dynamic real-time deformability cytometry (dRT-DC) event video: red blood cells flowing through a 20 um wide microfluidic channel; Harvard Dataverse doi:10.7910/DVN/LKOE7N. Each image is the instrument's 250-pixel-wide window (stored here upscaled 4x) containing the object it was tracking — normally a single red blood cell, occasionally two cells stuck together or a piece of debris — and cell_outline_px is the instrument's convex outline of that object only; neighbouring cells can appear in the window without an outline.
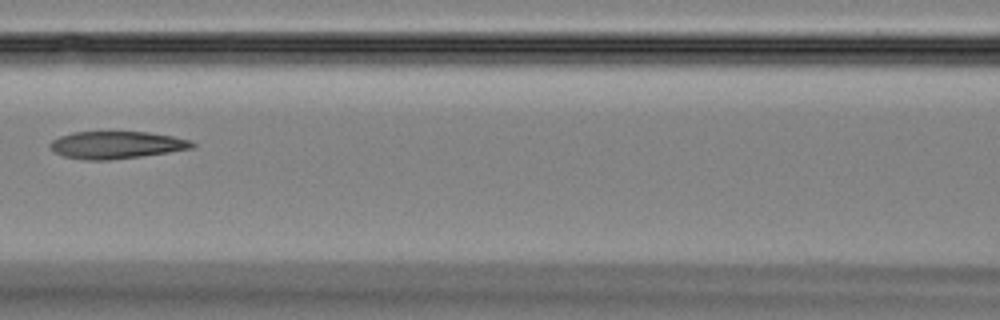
{"species": "Egyptian fruit bat (a non-hibernating species)", "species_latin": "Rousettus aegyptiacus", "temperature_condition": "room temperature", "stored_images_in_passage": 7, "camera_frame_rate_fps": 3000, "um_per_image_px": 0.085, "animal": {"sex": "female"}, "frame": {"image": 1, "passage_image": 6, "time_ms": 7.0, "image_size_px": [1000, 320], "cell_outline_px": [[196, 144], [192, 148], [168, 152], [140, 156], [108, 160], [84, 160], [64, 156], [48, 148], [48, 144], [52, 140], [60, 136], [72, 132], [148, 132], [172, 136], [192, 140]], "centroid_in_image_um": [9.87, 12.32], "position_along_channel_um": 156.7, "area_um2": 22.6}}
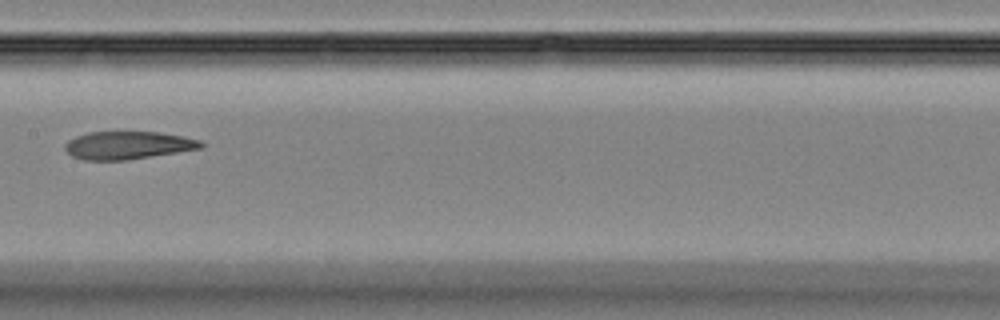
{"frame": {"image": 2, "passage_image": 7, "time_ms": 8.0, "image_size_px": [1000, 320], "cell_outline_px": [[204, 148], [128, 160], [84, 160], [72, 156], [64, 148], [64, 144], [68, 140], [76, 136], [88, 132], [160, 132], [184, 136], [200, 140], [204, 144]], "centroid_in_image_um": [10.89, 12.35], "position_along_channel_um": 196.5, "area_um2": 22.25}}